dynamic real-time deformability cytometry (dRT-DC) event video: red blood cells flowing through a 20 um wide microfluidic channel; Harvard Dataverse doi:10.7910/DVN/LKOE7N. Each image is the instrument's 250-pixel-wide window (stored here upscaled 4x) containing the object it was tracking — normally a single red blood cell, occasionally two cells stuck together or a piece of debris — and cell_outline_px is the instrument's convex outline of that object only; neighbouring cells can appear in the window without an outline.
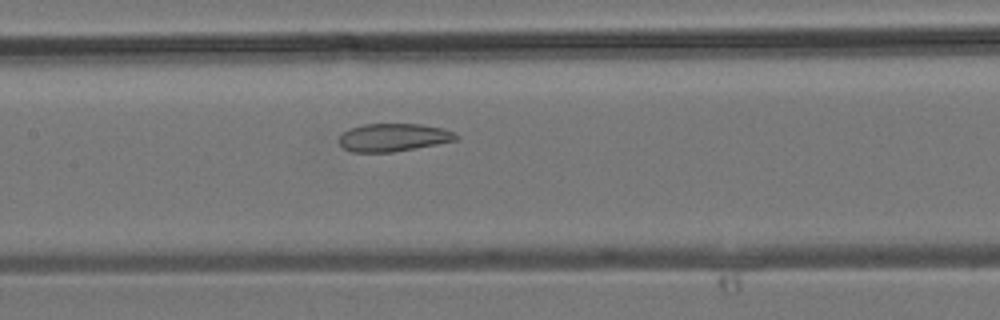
{"species": "common noctule bat (a hibernating species)", "species_latin": "Nyctalus noctula", "temperature_condition": "room temperature", "stored_images_in_passage": 28, "camera_frame_rate_fps": 3000, "um_per_image_px": 0.085, "animal": {"sex": "male", "body_mass_g": 19.2, "forearm_length_mm": 51.8}, "frame": {"image": 1, "passage_image": 13, "time_ms": 4.0, "image_size_px": [1000, 320], "cell_outline_px": [[460, 140], [392, 152], [352, 152], [344, 148], [340, 144], [340, 136], [344, 132], [352, 128], [364, 124], [420, 124], [444, 128], [460, 136]], "centroid_in_image_um": [33.49, 11.68], "position_along_channel_um": 173.9, "area_um2": 18.96}}
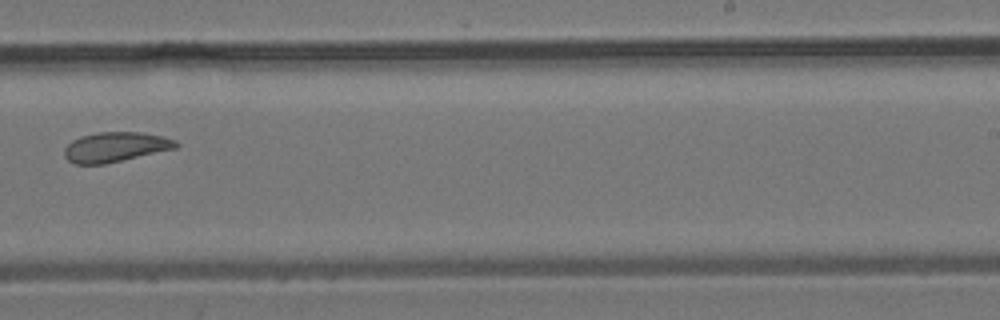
{"frame": {"image": 2, "passage_image": 19, "time_ms": 6.0, "image_size_px": [1000, 320], "cell_outline_px": [[180, 144], [176, 148], [104, 164], [72, 164], [64, 156], [64, 148], [72, 140], [80, 136], [96, 132], [144, 132], [164, 136], [176, 140]], "centroid_in_image_um": [9.8, 12.48], "position_along_channel_um": 279.2, "area_um2": 19.54}}
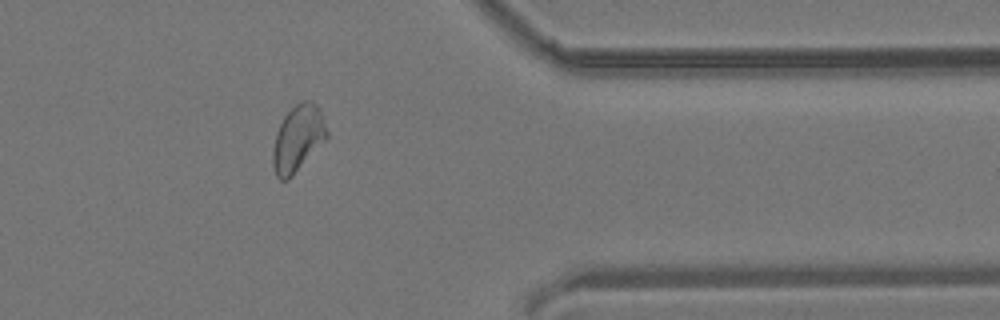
{"frame": {"image": 3, "passage_image": 26, "time_ms": 8.333, "image_size_px": [1000, 320], "cell_outline_px": [[328, 136], [292, 176], [288, 180], [280, 180], [276, 176], [272, 164], [272, 152], [276, 132], [284, 116], [300, 100], [312, 100], [320, 108], [324, 116], [328, 132]], "centroid_in_image_um": [25.32, 11.74], "position_along_channel_um": 386.1, "area_um2": 20.92}}